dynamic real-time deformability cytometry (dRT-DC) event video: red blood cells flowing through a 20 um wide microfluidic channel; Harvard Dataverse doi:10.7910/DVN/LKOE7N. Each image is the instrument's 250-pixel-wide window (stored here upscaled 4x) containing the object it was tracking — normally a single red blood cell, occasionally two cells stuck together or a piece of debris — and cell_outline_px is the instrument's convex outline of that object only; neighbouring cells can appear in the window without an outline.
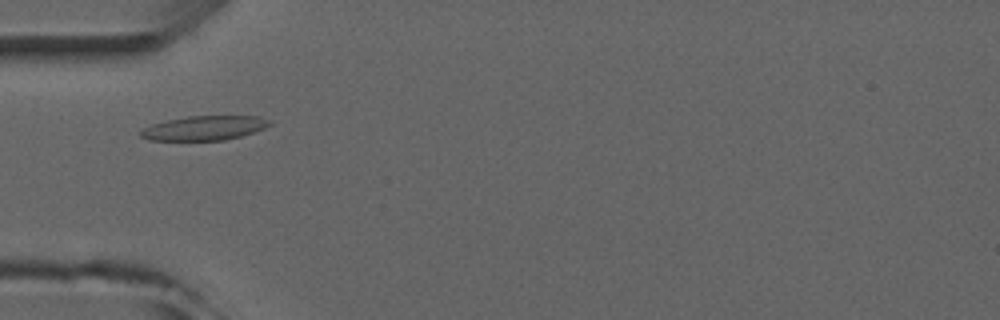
{"species": "common noctule bat (a hibernating species)", "species_latin": "Nyctalus noctula", "temperature_condition": "room temperature", "stored_images_in_passage": 3, "camera_frame_rate_fps": 3000, "um_per_image_px": 0.085, "animal": {"sex": "male", "forearm_length_mm": 52.5}, "frame": {"image": 1, "passage_image": 3, "time_ms": 3.0, "image_size_px": [1000, 320], "cell_outline_px": [[272, 124], [264, 128], [240, 136], [224, 140], [148, 140], [140, 136], [136, 132], [152, 124], [168, 120], [188, 116], [260, 116], [272, 120]], "centroid_in_image_um": [17.35, 10.88], "position_along_channel_um": 67.6, "area_um2": 18.32}}